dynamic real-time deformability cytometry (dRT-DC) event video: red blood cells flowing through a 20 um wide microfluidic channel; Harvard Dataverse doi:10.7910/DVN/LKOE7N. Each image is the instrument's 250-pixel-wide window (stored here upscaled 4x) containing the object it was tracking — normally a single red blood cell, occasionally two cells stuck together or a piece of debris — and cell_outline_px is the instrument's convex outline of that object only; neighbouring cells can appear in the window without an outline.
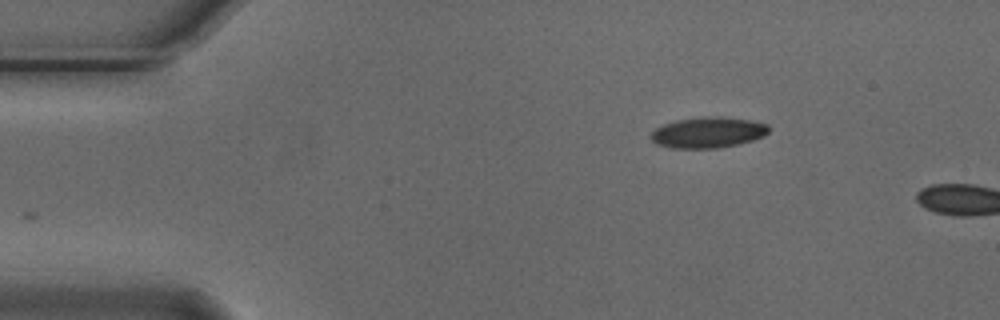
{"species": "Egyptian fruit bat (a non-hibernating species)", "species_latin": "Rousettus aegyptiacus", "temperature_condition": "cold", "stored_images_in_passage": 3, "camera_frame_rate_fps": 3000, "um_per_image_px": 0.085, "animal": {"sex": "male"}, "frame": {"image": 1, "passage_image": 1, "time_ms": 0.0, "image_size_px": [1000, 320], "cell_outline_px": [[768, 132], [764, 136], [752, 140], [736, 144], [716, 148], [672, 148], [656, 144], [652, 140], [652, 132], [656, 128], [664, 124], [676, 120], [700, 116], [720, 116], [748, 120], [768, 124]], "centroid_in_image_um": [60.17, 11.25], "position_along_channel_um": 24.8, "area_um2": 21.04}}